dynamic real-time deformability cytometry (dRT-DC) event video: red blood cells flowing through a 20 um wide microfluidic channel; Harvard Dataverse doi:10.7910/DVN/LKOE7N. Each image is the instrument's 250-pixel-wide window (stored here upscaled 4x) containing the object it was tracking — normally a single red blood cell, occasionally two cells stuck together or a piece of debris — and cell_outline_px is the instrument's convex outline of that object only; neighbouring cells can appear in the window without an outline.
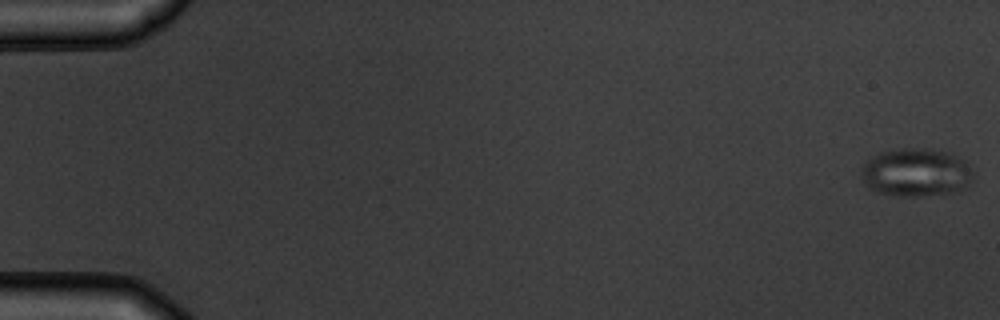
{"species": "common noctule bat (a hibernating species)", "species_latin": "Nyctalus noctula", "temperature_condition": "warm", "stored_images_in_passage": 7, "camera_frame_rate_fps": 3000, "um_per_image_px": 0.085, "animal": {"sex": "male", "body_mass_g": 19.5, "forearm_length_mm": 54.6}, "frame": {"image": 1, "passage_image": 1, "time_ms": 0.0, "image_size_px": [1000, 320], "cell_outline_px": [[976, 176], [968, 188], [960, 192], [916, 196], [896, 196], [876, 192], [868, 188], [860, 176], [860, 172], [864, 160], [880, 152], [904, 148], [932, 148], [952, 152], [964, 160], [968, 164]], "centroid_in_image_um": [77.9, 14.66], "position_along_channel_um": 7.1, "area_um2": 32.54}}
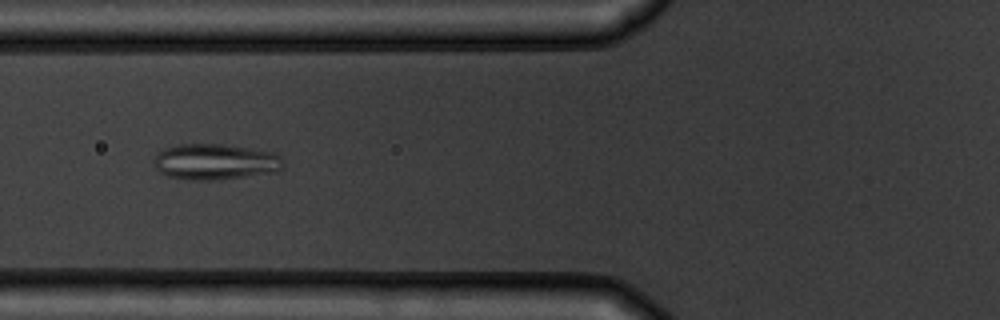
{"frame": {"image": 2, "passage_image": 7, "time_ms": 7.0, "image_size_px": [1000, 320], "cell_outline_px": [[280, 168], [276, 172], [220, 180], [192, 180], [168, 176], [160, 172], [156, 168], [152, 160], [156, 152], [164, 148], [180, 144], [224, 144], [276, 152], [280, 156]], "centroid_in_image_um": [18.24, 13.75], "position_along_channel_um": 107.6, "area_um2": 27.22}}